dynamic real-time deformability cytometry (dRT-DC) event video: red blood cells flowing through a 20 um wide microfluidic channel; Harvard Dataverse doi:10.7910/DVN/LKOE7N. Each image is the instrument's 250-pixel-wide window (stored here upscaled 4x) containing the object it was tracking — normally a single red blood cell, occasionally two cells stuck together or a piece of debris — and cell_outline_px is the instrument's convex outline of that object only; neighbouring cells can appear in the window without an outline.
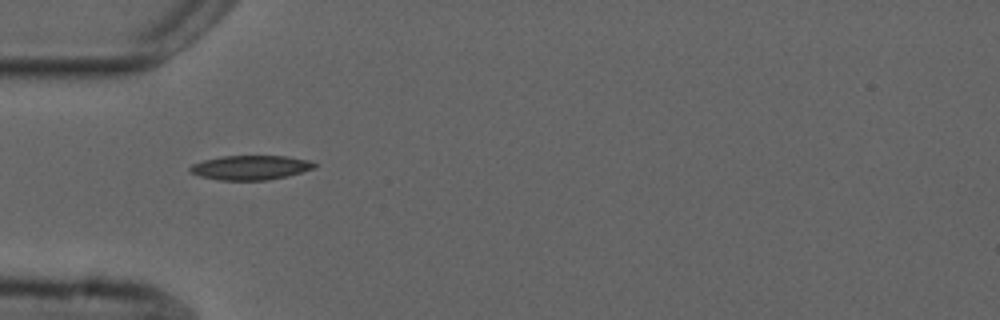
{"species": "common noctule bat (a hibernating species)", "species_latin": "Nyctalus noctula", "temperature_condition": "cold", "stored_images_in_passage": 1, "camera_frame_rate_fps": 3000, "um_per_image_px": 0.085, "animal": {"sex": "male", "forearm_length_mm": 52.5}, "frame": {"image": 1, "passage_image": 1, "time_ms": 0.0, "image_size_px": [1000, 320], "cell_outline_px": [[316, 168], [268, 180], [220, 180], [200, 176], [188, 172], [188, 168], [192, 164], [204, 160], [224, 156], [288, 156], [308, 160], [316, 164]], "centroid_in_image_um": [21.26, 14.24], "position_along_channel_um": 63.7, "area_um2": 17.57}}